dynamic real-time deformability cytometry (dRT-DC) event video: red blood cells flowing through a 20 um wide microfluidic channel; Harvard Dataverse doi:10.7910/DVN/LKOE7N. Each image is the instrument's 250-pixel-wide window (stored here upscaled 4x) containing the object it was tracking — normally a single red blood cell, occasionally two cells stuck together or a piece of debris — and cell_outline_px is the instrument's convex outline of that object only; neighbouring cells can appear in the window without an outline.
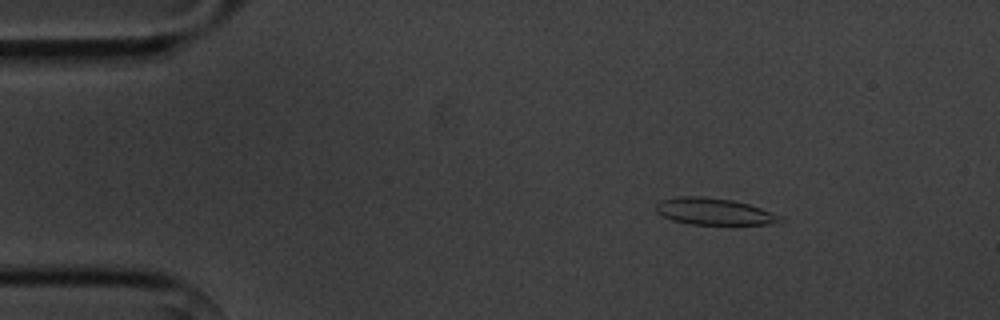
{"species": "common noctule bat (a hibernating species)", "species_latin": "Nyctalus noctula", "temperature_condition": "cold", "stored_images_in_passage": 5, "camera_frame_rate_fps": 3000, "um_per_image_px": 0.085, "animal": {"sex": "male", "body_mass_g": 20.1, "forearm_length_mm": 53.5}, "frame": {"image": 1, "passage_image": 3, "time_ms": 2.333, "image_size_px": [1000, 320], "cell_outline_px": [[784, 220], [768, 224], [692, 224], [672, 220], [656, 212], [656, 204], [660, 200], [680, 196], [704, 196], [732, 200], [748, 204], [772, 212], [780, 216]], "centroid_in_image_um": [60.66, 17.97], "position_along_channel_um": 24.3, "area_um2": 19.13}}